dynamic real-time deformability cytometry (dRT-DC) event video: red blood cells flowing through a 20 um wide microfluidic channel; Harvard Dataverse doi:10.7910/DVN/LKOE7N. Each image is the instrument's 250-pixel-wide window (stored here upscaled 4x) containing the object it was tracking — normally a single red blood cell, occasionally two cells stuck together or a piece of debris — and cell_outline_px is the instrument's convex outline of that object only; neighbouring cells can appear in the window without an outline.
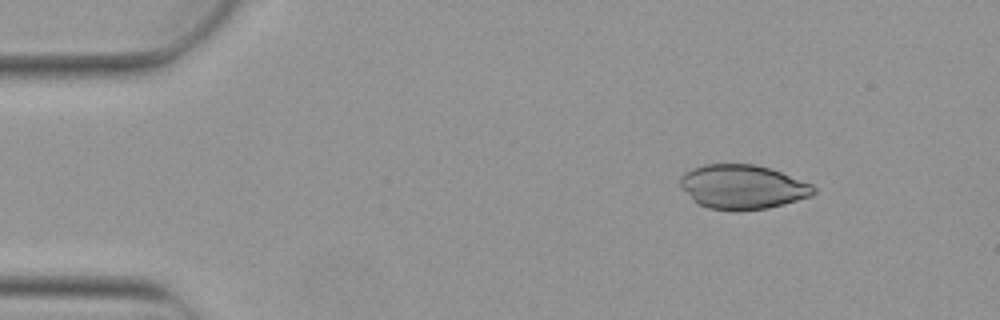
{"species": "Egyptian fruit bat (a non-hibernating species)", "species_latin": "Rousettus aegyptiacus", "temperature_condition": "warm", "stored_images_in_passage": 5, "camera_frame_rate_fps": 3000, "um_per_image_px": 0.085, "animal": {"sex": "female"}, "frame": {"image": 1, "passage_image": 2, "time_ms": 0.333, "image_size_px": [1000, 320], "cell_outline_px": [[816, 192], [812, 196], [784, 204], [768, 208], [740, 212], [736, 212], [708, 208], [692, 200], [680, 184], [680, 176], [684, 172], [692, 168], [704, 164], [756, 164], [772, 168], [812, 184], [816, 188]], "centroid_in_image_um": [63.14, 15.89], "position_along_channel_um": 21.9, "area_um2": 34.91}}